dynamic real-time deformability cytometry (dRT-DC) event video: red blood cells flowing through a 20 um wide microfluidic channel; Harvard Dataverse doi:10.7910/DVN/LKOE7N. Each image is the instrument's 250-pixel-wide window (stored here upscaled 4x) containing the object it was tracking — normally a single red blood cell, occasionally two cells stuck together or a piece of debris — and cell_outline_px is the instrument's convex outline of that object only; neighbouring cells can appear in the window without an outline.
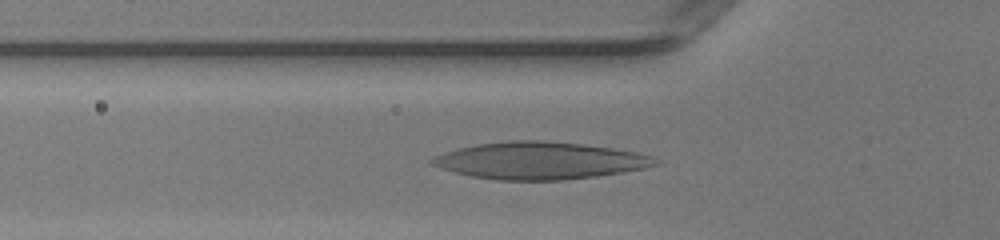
{"species": "human", "species_latin": "Homo sapiens", "temperature_condition": "warm", "stored_images_in_passage": 28, "camera_frame_rate_fps": 3000, "um_per_image_px": 0.085, "donor": {"sex": "female"}, "frame": {"image": 1, "passage_image": 4, "time_ms": 1.0, "image_size_px": [1000, 240], "cell_outline_px": [[660, 164], [644, 168], [596, 176], [564, 180], [496, 180], [472, 176], [440, 168], [432, 164], [428, 160], [436, 156], [460, 148], [476, 144], [512, 140], [540, 140], [584, 144], [612, 148], [636, 152], [652, 156], [660, 160]], "centroid_in_image_um": [45.92, 13.65], "position_along_channel_um": 79.9, "area_um2": 48.09}}
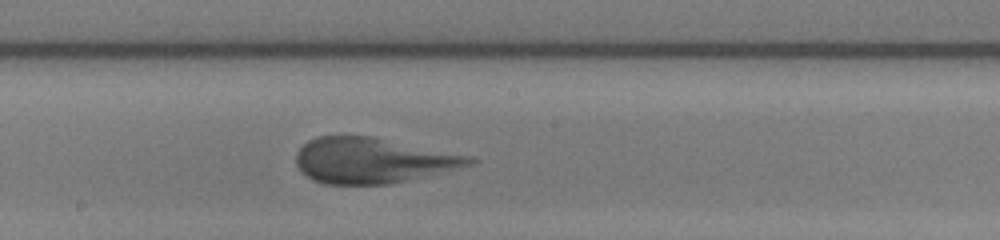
{"frame": {"image": 2, "passage_image": 14, "time_ms": 4.333, "image_size_px": [1000, 240], "cell_outline_px": [[480, 160], [476, 164], [460, 168], [408, 180], [388, 184], [324, 184], [312, 180], [300, 172], [296, 164], [296, 152], [308, 140], [320, 136], [372, 136], [472, 156]], "centroid_in_image_um": [31.7, 13.64], "position_along_channel_um": 216.5, "area_um2": 46.18}}
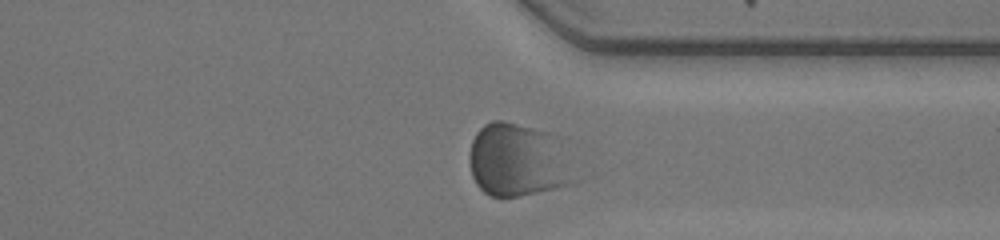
{"frame": {"image": 3, "passage_image": 25, "time_ms": 8.0, "image_size_px": [1000, 240], "cell_outline_px": [[580, 180], [572, 184], [556, 188], [516, 196], [488, 196], [476, 184], [472, 176], [468, 160], [468, 156], [472, 140], [476, 132], [484, 124], [492, 120], [504, 120], [552, 132]], "centroid_in_image_um": [44.01, 13.61], "position_along_channel_um": 367.4, "area_um2": 45.37}}